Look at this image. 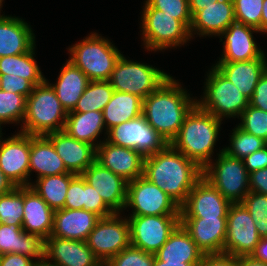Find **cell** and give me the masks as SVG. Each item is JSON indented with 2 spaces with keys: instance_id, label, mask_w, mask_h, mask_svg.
<instances>
[{
  "instance_id": "51",
  "label": "cell",
  "mask_w": 267,
  "mask_h": 266,
  "mask_svg": "<svg viewBox=\"0 0 267 266\" xmlns=\"http://www.w3.org/2000/svg\"><path fill=\"white\" fill-rule=\"evenodd\" d=\"M250 192L267 195V167L250 173Z\"/></svg>"
},
{
  "instance_id": "18",
  "label": "cell",
  "mask_w": 267,
  "mask_h": 266,
  "mask_svg": "<svg viewBox=\"0 0 267 266\" xmlns=\"http://www.w3.org/2000/svg\"><path fill=\"white\" fill-rule=\"evenodd\" d=\"M96 147V161L127 182L143 176L145 157L134 149L114 145L106 139Z\"/></svg>"
},
{
  "instance_id": "24",
  "label": "cell",
  "mask_w": 267,
  "mask_h": 266,
  "mask_svg": "<svg viewBox=\"0 0 267 266\" xmlns=\"http://www.w3.org/2000/svg\"><path fill=\"white\" fill-rule=\"evenodd\" d=\"M235 21L233 0H218L192 16L190 36H220Z\"/></svg>"
},
{
  "instance_id": "62",
  "label": "cell",
  "mask_w": 267,
  "mask_h": 266,
  "mask_svg": "<svg viewBox=\"0 0 267 266\" xmlns=\"http://www.w3.org/2000/svg\"><path fill=\"white\" fill-rule=\"evenodd\" d=\"M2 256V250H1V246H0V257Z\"/></svg>"
},
{
  "instance_id": "42",
  "label": "cell",
  "mask_w": 267,
  "mask_h": 266,
  "mask_svg": "<svg viewBox=\"0 0 267 266\" xmlns=\"http://www.w3.org/2000/svg\"><path fill=\"white\" fill-rule=\"evenodd\" d=\"M241 122L237 125L245 132L262 138L267 142V112L261 109L248 107L241 113Z\"/></svg>"
},
{
  "instance_id": "26",
  "label": "cell",
  "mask_w": 267,
  "mask_h": 266,
  "mask_svg": "<svg viewBox=\"0 0 267 266\" xmlns=\"http://www.w3.org/2000/svg\"><path fill=\"white\" fill-rule=\"evenodd\" d=\"M35 46V35L27 22L18 17L0 18V57L24 54Z\"/></svg>"
},
{
  "instance_id": "29",
  "label": "cell",
  "mask_w": 267,
  "mask_h": 266,
  "mask_svg": "<svg viewBox=\"0 0 267 266\" xmlns=\"http://www.w3.org/2000/svg\"><path fill=\"white\" fill-rule=\"evenodd\" d=\"M154 255L164 262H183L198 266L204 253L197 247L184 227L179 224Z\"/></svg>"
},
{
  "instance_id": "49",
  "label": "cell",
  "mask_w": 267,
  "mask_h": 266,
  "mask_svg": "<svg viewBox=\"0 0 267 266\" xmlns=\"http://www.w3.org/2000/svg\"><path fill=\"white\" fill-rule=\"evenodd\" d=\"M244 166L248 173L261 170L267 167V145L243 159Z\"/></svg>"
},
{
  "instance_id": "25",
  "label": "cell",
  "mask_w": 267,
  "mask_h": 266,
  "mask_svg": "<svg viewBox=\"0 0 267 266\" xmlns=\"http://www.w3.org/2000/svg\"><path fill=\"white\" fill-rule=\"evenodd\" d=\"M214 67L250 99L258 81L267 70V60L264 54L253 60L217 62Z\"/></svg>"
},
{
  "instance_id": "4",
  "label": "cell",
  "mask_w": 267,
  "mask_h": 266,
  "mask_svg": "<svg viewBox=\"0 0 267 266\" xmlns=\"http://www.w3.org/2000/svg\"><path fill=\"white\" fill-rule=\"evenodd\" d=\"M67 111L61 105L53 87L44 80L34 86L26 98V113L20 130L33 136H46L49 133L63 131Z\"/></svg>"
},
{
  "instance_id": "1",
  "label": "cell",
  "mask_w": 267,
  "mask_h": 266,
  "mask_svg": "<svg viewBox=\"0 0 267 266\" xmlns=\"http://www.w3.org/2000/svg\"><path fill=\"white\" fill-rule=\"evenodd\" d=\"M143 177L181 206L203 177V169L168 144L163 150L145 157Z\"/></svg>"
},
{
  "instance_id": "52",
  "label": "cell",
  "mask_w": 267,
  "mask_h": 266,
  "mask_svg": "<svg viewBox=\"0 0 267 266\" xmlns=\"http://www.w3.org/2000/svg\"><path fill=\"white\" fill-rule=\"evenodd\" d=\"M32 259L26 255L6 253L0 257V266H34L37 261Z\"/></svg>"
},
{
  "instance_id": "3",
  "label": "cell",
  "mask_w": 267,
  "mask_h": 266,
  "mask_svg": "<svg viewBox=\"0 0 267 266\" xmlns=\"http://www.w3.org/2000/svg\"><path fill=\"white\" fill-rule=\"evenodd\" d=\"M222 120L197 104L185 117L170 145L204 169L212 161Z\"/></svg>"
},
{
  "instance_id": "36",
  "label": "cell",
  "mask_w": 267,
  "mask_h": 266,
  "mask_svg": "<svg viewBox=\"0 0 267 266\" xmlns=\"http://www.w3.org/2000/svg\"><path fill=\"white\" fill-rule=\"evenodd\" d=\"M114 89L108 80L90 81L71 112L101 111L112 98Z\"/></svg>"
},
{
  "instance_id": "9",
  "label": "cell",
  "mask_w": 267,
  "mask_h": 266,
  "mask_svg": "<svg viewBox=\"0 0 267 266\" xmlns=\"http://www.w3.org/2000/svg\"><path fill=\"white\" fill-rule=\"evenodd\" d=\"M142 13V40L149 51L181 46L191 38L189 29L180 20L146 2Z\"/></svg>"
},
{
  "instance_id": "10",
  "label": "cell",
  "mask_w": 267,
  "mask_h": 266,
  "mask_svg": "<svg viewBox=\"0 0 267 266\" xmlns=\"http://www.w3.org/2000/svg\"><path fill=\"white\" fill-rule=\"evenodd\" d=\"M87 246L106 264L112 257L131 245L128 217L120 213L100 218L86 239Z\"/></svg>"
},
{
  "instance_id": "22",
  "label": "cell",
  "mask_w": 267,
  "mask_h": 266,
  "mask_svg": "<svg viewBox=\"0 0 267 266\" xmlns=\"http://www.w3.org/2000/svg\"><path fill=\"white\" fill-rule=\"evenodd\" d=\"M46 137L71 173L81 175L96 160V148L93 145L70 137L64 130L49 133Z\"/></svg>"
},
{
  "instance_id": "6",
  "label": "cell",
  "mask_w": 267,
  "mask_h": 266,
  "mask_svg": "<svg viewBox=\"0 0 267 266\" xmlns=\"http://www.w3.org/2000/svg\"><path fill=\"white\" fill-rule=\"evenodd\" d=\"M207 76L204 96L196 100V104L221 120L223 117L239 118L248 107L249 99L214 66Z\"/></svg>"
},
{
  "instance_id": "55",
  "label": "cell",
  "mask_w": 267,
  "mask_h": 266,
  "mask_svg": "<svg viewBox=\"0 0 267 266\" xmlns=\"http://www.w3.org/2000/svg\"><path fill=\"white\" fill-rule=\"evenodd\" d=\"M16 186L6 177L0 169V195L9 193Z\"/></svg>"
},
{
  "instance_id": "58",
  "label": "cell",
  "mask_w": 267,
  "mask_h": 266,
  "mask_svg": "<svg viewBox=\"0 0 267 266\" xmlns=\"http://www.w3.org/2000/svg\"><path fill=\"white\" fill-rule=\"evenodd\" d=\"M267 33V0L263 2L262 16H261V33Z\"/></svg>"
},
{
  "instance_id": "39",
  "label": "cell",
  "mask_w": 267,
  "mask_h": 266,
  "mask_svg": "<svg viewBox=\"0 0 267 266\" xmlns=\"http://www.w3.org/2000/svg\"><path fill=\"white\" fill-rule=\"evenodd\" d=\"M26 113V97L0 89V123L23 122Z\"/></svg>"
},
{
  "instance_id": "7",
  "label": "cell",
  "mask_w": 267,
  "mask_h": 266,
  "mask_svg": "<svg viewBox=\"0 0 267 266\" xmlns=\"http://www.w3.org/2000/svg\"><path fill=\"white\" fill-rule=\"evenodd\" d=\"M217 155L216 162L203 169V177L230 203H241L250 192V174L243 159L230 156L223 149Z\"/></svg>"
},
{
  "instance_id": "47",
  "label": "cell",
  "mask_w": 267,
  "mask_h": 266,
  "mask_svg": "<svg viewBox=\"0 0 267 266\" xmlns=\"http://www.w3.org/2000/svg\"><path fill=\"white\" fill-rule=\"evenodd\" d=\"M33 88L34 86L27 79L17 75H0V89L3 91L17 93L27 98L32 93Z\"/></svg>"
},
{
  "instance_id": "48",
  "label": "cell",
  "mask_w": 267,
  "mask_h": 266,
  "mask_svg": "<svg viewBox=\"0 0 267 266\" xmlns=\"http://www.w3.org/2000/svg\"><path fill=\"white\" fill-rule=\"evenodd\" d=\"M249 105L267 112V70L258 81Z\"/></svg>"
},
{
  "instance_id": "13",
  "label": "cell",
  "mask_w": 267,
  "mask_h": 266,
  "mask_svg": "<svg viewBox=\"0 0 267 266\" xmlns=\"http://www.w3.org/2000/svg\"><path fill=\"white\" fill-rule=\"evenodd\" d=\"M133 247L155 254L180 224V215L129 216Z\"/></svg>"
},
{
  "instance_id": "41",
  "label": "cell",
  "mask_w": 267,
  "mask_h": 266,
  "mask_svg": "<svg viewBox=\"0 0 267 266\" xmlns=\"http://www.w3.org/2000/svg\"><path fill=\"white\" fill-rule=\"evenodd\" d=\"M264 0H233L237 22L258 29L261 33V16Z\"/></svg>"
},
{
  "instance_id": "31",
  "label": "cell",
  "mask_w": 267,
  "mask_h": 266,
  "mask_svg": "<svg viewBox=\"0 0 267 266\" xmlns=\"http://www.w3.org/2000/svg\"><path fill=\"white\" fill-rule=\"evenodd\" d=\"M58 76L57 83L50 84L56 92L63 108L68 112L74 110L90 80L85 73L71 61H66Z\"/></svg>"
},
{
  "instance_id": "14",
  "label": "cell",
  "mask_w": 267,
  "mask_h": 266,
  "mask_svg": "<svg viewBox=\"0 0 267 266\" xmlns=\"http://www.w3.org/2000/svg\"><path fill=\"white\" fill-rule=\"evenodd\" d=\"M260 239L248 210L242 203H231L227 212L224 253L235 257L250 256Z\"/></svg>"
},
{
  "instance_id": "38",
  "label": "cell",
  "mask_w": 267,
  "mask_h": 266,
  "mask_svg": "<svg viewBox=\"0 0 267 266\" xmlns=\"http://www.w3.org/2000/svg\"><path fill=\"white\" fill-rule=\"evenodd\" d=\"M267 145V142L260 137L249 134L239 128L233 129L230 146L223 148V151L230 156L244 159L246 156L261 150Z\"/></svg>"
},
{
  "instance_id": "45",
  "label": "cell",
  "mask_w": 267,
  "mask_h": 266,
  "mask_svg": "<svg viewBox=\"0 0 267 266\" xmlns=\"http://www.w3.org/2000/svg\"><path fill=\"white\" fill-rule=\"evenodd\" d=\"M84 210L90 211L100 218L113 215L114 212L104 203L100 195L84 180Z\"/></svg>"
},
{
  "instance_id": "35",
  "label": "cell",
  "mask_w": 267,
  "mask_h": 266,
  "mask_svg": "<svg viewBox=\"0 0 267 266\" xmlns=\"http://www.w3.org/2000/svg\"><path fill=\"white\" fill-rule=\"evenodd\" d=\"M34 49L20 55L0 57V75L13 74L27 79L33 86L41 84L46 78L35 61Z\"/></svg>"
},
{
  "instance_id": "2",
  "label": "cell",
  "mask_w": 267,
  "mask_h": 266,
  "mask_svg": "<svg viewBox=\"0 0 267 266\" xmlns=\"http://www.w3.org/2000/svg\"><path fill=\"white\" fill-rule=\"evenodd\" d=\"M195 105L196 100L170 76L143 100L142 115L170 144Z\"/></svg>"
},
{
  "instance_id": "28",
  "label": "cell",
  "mask_w": 267,
  "mask_h": 266,
  "mask_svg": "<svg viewBox=\"0 0 267 266\" xmlns=\"http://www.w3.org/2000/svg\"><path fill=\"white\" fill-rule=\"evenodd\" d=\"M0 246L2 255L17 253L44 260V239L37 234L26 233L22 225L0 223Z\"/></svg>"
},
{
  "instance_id": "27",
  "label": "cell",
  "mask_w": 267,
  "mask_h": 266,
  "mask_svg": "<svg viewBox=\"0 0 267 266\" xmlns=\"http://www.w3.org/2000/svg\"><path fill=\"white\" fill-rule=\"evenodd\" d=\"M54 210L29 186H24L22 229L42 239L51 236Z\"/></svg>"
},
{
  "instance_id": "15",
  "label": "cell",
  "mask_w": 267,
  "mask_h": 266,
  "mask_svg": "<svg viewBox=\"0 0 267 266\" xmlns=\"http://www.w3.org/2000/svg\"><path fill=\"white\" fill-rule=\"evenodd\" d=\"M31 135L19 131L0 140V169L17 186H29Z\"/></svg>"
},
{
  "instance_id": "43",
  "label": "cell",
  "mask_w": 267,
  "mask_h": 266,
  "mask_svg": "<svg viewBox=\"0 0 267 266\" xmlns=\"http://www.w3.org/2000/svg\"><path fill=\"white\" fill-rule=\"evenodd\" d=\"M154 254L147 253L139 248L129 247L112 257L106 266H153Z\"/></svg>"
},
{
  "instance_id": "33",
  "label": "cell",
  "mask_w": 267,
  "mask_h": 266,
  "mask_svg": "<svg viewBox=\"0 0 267 266\" xmlns=\"http://www.w3.org/2000/svg\"><path fill=\"white\" fill-rule=\"evenodd\" d=\"M142 108L143 99L139 96L114 90L112 98L103 110L106 135L113 126L142 115Z\"/></svg>"
},
{
  "instance_id": "57",
  "label": "cell",
  "mask_w": 267,
  "mask_h": 266,
  "mask_svg": "<svg viewBox=\"0 0 267 266\" xmlns=\"http://www.w3.org/2000/svg\"><path fill=\"white\" fill-rule=\"evenodd\" d=\"M153 266H192L190 263H183V262H164L158 260L154 255Z\"/></svg>"
},
{
  "instance_id": "23",
  "label": "cell",
  "mask_w": 267,
  "mask_h": 266,
  "mask_svg": "<svg viewBox=\"0 0 267 266\" xmlns=\"http://www.w3.org/2000/svg\"><path fill=\"white\" fill-rule=\"evenodd\" d=\"M100 217L90 211L62 208L54 211L51 236L86 241Z\"/></svg>"
},
{
  "instance_id": "34",
  "label": "cell",
  "mask_w": 267,
  "mask_h": 266,
  "mask_svg": "<svg viewBox=\"0 0 267 266\" xmlns=\"http://www.w3.org/2000/svg\"><path fill=\"white\" fill-rule=\"evenodd\" d=\"M74 173H63L38 178L29 187L34 190L54 211L65 206L67 190Z\"/></svg>"
},
{
  "instance_id": "5",
  "label": "cell",
  "mask_w": 267,
  "mask_h": 266,
  "mask_svg": "<svg viewBox=\"0 0 267 266\" xmlns=\"http://www.w3.org/2000/svg\"><path fill=\"white\" fill-rule=\"evenodd\" d=\"M69 51V61L81 69L90 81L109 80L122 55L110 40L98 33H92L82 42L74 44Z\"/></svg>"
},
{
  "instance_id": "37",
  "label": "cell",
  "mask_w": 267,
  "mask_h": 266,
  "mask_svg": "<svg viewBox=\"0 0 267 266\" xmlns=\"http://www.w3.org/2000/svg\"><path fill=\"white\" fill-rule=\"evenodd\" d=\"M24 186H17L9 193L0 195V223L22 225Z\"/></svg>"
},
{
  "instance_id": "11",
  "label": "cell",
  "mask_w": 267,
  "mask_h": 266,
  "mask_svg": "<svg viewBox=\"0 0 267 266\" xmlns=\"http://www.w3.org/2000/svg\"><path fill=\"white\" fill-rule=\"evenodd\" d=\"M106 140L114 145L134 149L144 157L155 154L168 145L143 115L110 128Z\"/></svg>"
},
{
  "instance_id": "60",
  "label": "cell",
  "mask_w": 267,
  "mask_h": 266,
  "mask_svg": "<svg viewBox=\"0 0 267 266\" xmlns=\"http://www.w3.org/2000/svg\"><path fill=\"white\" fill-rule=\"evenodd\" d=\"M2 2H3V0H0V11H1V7H2ZM2 17H5V15L3 16L0 14V18H2Z\"/></svg>"
},
{
  "instance_id": "54",
  "label": "cell",
  "mask_w": 267,
  "mask_h": 266,
  "mask_svg": "<svg viewBox=\"0 0 267 266\" xmlns=\"http://www.w3.org/2000/svg\"><path fill=\"white\" fill-rule=\"evenodd\" d=\"M217 1L218 0H188L191 16H193L197 11L204 9L206 6H209Z\"/></svg>"
},
{
  "instance_id": "32",
  "label": "cell",
  "mask_w": 267,
  "mask_h": 266,
  "mask_svg": "<svg viewBox=\"0 0 267 266\" xmlns=\"http://www.w3.org/2000/svg\"><path fill=\"white\" fill-rule=\"evenodd\" d=\"M105 126L103 112L89 111L85 113L68 112L64 131L79 141L93 145L95 148L100 144L97 137Z\"/></svg>"
},
{
  "instance_id": "17",
  "label": "cell",
  "mask_w": 267,
  "mask_h": 266,
  "mask_svg": "<svg viewBox=\"0 0 267 266\" xmlns=\"http://www.w3.org/2000/svg\"><path fill=\"white\" fill-rule=\"evenodd\" d=\"M81 176L114 213H120L124 209L128 187V182L124 178L103 167L96 160Z\"/></svg>"
},
{
  "instance_id": "46",
  "label": "cell",
  "mask_w": 267,
  "mask_h": 266,
  "mask_svg": "<svg viewBox=\"0 0 267 266\" xmlns=\"http://www.w3.org/2000/svg\"><path fill=\"white\" fill-rule=\"evenodd\" d=\"M64 208L84 209V178L81 175H75L71 179Z\"/></svg>"
},
{
  "instance_id": "50",
  "label": "cell",
  "mask_w": 267,
  "mask_h": 266,
  "mask_svg": "<svg viewBox=\"0 0 267 266\" xmlns=\"http://www.w3.org/2000/svg\"><path fill=\"white\" fill-rule=\"evenodd\" d=\"M198 266H238V257L221 254H205Z\"/></svg>"
},
{
  "instance_id": "21",
  "label": "cell",
  "mask_w": 267,
  "mask_h": 266,
  "mask_svg": "<svg viewBox=\"0 0 267 266\" xmlns=\"http://www.w3.org/2000/svg\"><path fill=\"white\" fill-rule=\"evenodd\" d=\"M253 32L260 31L254 27L240 22H233L221 34L225 38L223 42V54L217 62H239L261 58L264 51L258 48L254 41Z\"/></svg>"
},
{
  "instance_id": "20",
  "label": "cell",
  "mask_w": 267,
  "mask_h": 266,
  "mask_svg": "<svg viewBox=\"0 0 267 266\" xmlns=\"http://www.w3.org/2000/svg\"><path fill=\"white\" fill-rule=\"evenodd\" d=\"M180 224L204 255L224 253L227 218L180 217Z\"/></svg>"
},
{
  "instance_id": "19",
  "label": "cell",
  "mask_w": 267,
  "mask_h": 266,
  "mask_svg": "<svg viewBox=\"0 0 267 266\" xmlns=\"http://www.w3.org/2000/svg\"><path fill=\"white\" fill-rule=\"evenodd\" d=\"M44 260L55 266L103 265L87 246L86 241L63 239L53 236H49L44 240Z\"/></svg>"
},
{
  "instance_id": "12",
  "label": "cell",
  "mask_w": 267,
  "mask_h": 266,
  "mask_svg": "<svg viewBox=\"0 0 267 266\" xmlns=\"http://www.w3.org/2000/svg\"><path fill=\"white\" fill-rule=\"evenodd\" d=\"M127 207L133 209L130 216L180 215V206L143 176L128 182Z\"/></svg>"
},
{
  "instance_id": "30",
  "label": "cell",
  "mask_w": 267,
  "mask_h": 266,
  "mask_svg": "<svg viewBox=\"0 0 267 266\" xmlns=\"http://www.w3.org/2000/svg\"><path fill=\"white\" fill-rule=\"evenodd\" d=\"M34 170L37 172V178L71 173L46 136L31 135L29 177Z\"/></svg>"
},
{
  "instance_id": "56",
  "label": "cell",
  "mask_w": 267,
  "mask_h": 266,
  "mask_svg": "<svg viewBox=\"0 0 267 266\" xmlns=\"http://www.w3.org/2000/svg\"><path fill=\"white\" fill-rule=\"evenodd\" d=\"M238 266H267V263L257 261L251 256H241L238 257Z\"/></svg>"
},
{
  "instance_id": "8",
  "label": "cell",
  "mask_w": 267,
  "mask_h": 266,
  "mask_svg": "<svg viewBox=\"0 0 267 266\" xmlns=\"http://www.w3.org/2000/svg\"><path fill=\"white\" fill-rule=\"evenodd\" d=\"M169 77L152 65L129 61L122 54L108 81L115 91L134 94L144 100Z\"/></svg>"
},
{
  "instance_id": "59",
  "label": "cell",
  "mask_w": 267,
  "mask_h": 266,
  "mask_svg": "<svg viewBox=\"0 0 267 266\" xmlns=\"http://www.w3.org/2000/svg\"><path fill=\"white\" fill-rule=\"evenodd\" d=\"M34 266H55V265H52L50 263H47L45 260H42V261H38L35 263Z\"/></svg>"
},
{
  "instance_id": "61",
  "label": "cell",
  "mask_w": 267,
  "mask_h": 266,
  "mask_svg": "<svg viewBox=\"0 0 267 266\" xmlns=\"http://www.w3.org/2000/svg\"><path fill=\"white\" fill-rule=\"evenodd\" d=\"M1 126H2V125H1V123H0V140H1V136H2V133H1V132H2V131H1L2 128H1Z\"/></svg>"
},
{
  "instance_id": "44",
  "label": "cell",
  "mask_w": 267,
  "mask_h": 266,
  "mask_svg": "<svg viewBox=\"0 0 267 266\" xmlns=\"http://www.w3.org/2000/svg\"><path fill=\"white\" fill-rule=\"evenodd\" d=\"M150 7L180 20L188 29L192 22L188 0H147Z\"/></svg>"
},
{
  "instance_id": "40",
  "label": "cell",
  "mask_w": 267,
  "mask_h": 266,
  "mask_svg": "<svg viewBox=\"0 0 267 266\" xmlns=\"http://www.w3.org/2000/svg\"><path fill=\"white\" fill-rule=\"evenodd\" d=\"M241 203L253 218L260 237H267V195L249 192Z\"/></svg>"
},
{
  "instance_id": "53",
  "label": "cell",
  "mask_w": 267,
  "mask_h": 266,
  "mask_svg": "<svg viewBox=\"0 0 267 266\" xmlns=\"http://www.w3.org/2000/svg\"><path fill=\"white\" fill-rule=\"evenodd\" d=\"M250 256L262 263H267V237H262Z\"/></svg>"
},
{
  "instance_id": "16",
  "label": "cell",
  "mask_w": 267,
  "mask_h": 266,
  "mask_svg": "<svg viewBox=\"0 0 267 266\" xmlns=\"http://www.w3.org/2000/svg\"><path fill=\"white\" fill-rule=\"evenodd\" d=\"M230 202L204 177L180 206V217L227 218Z\"/></svg>"
}]
</instances>
